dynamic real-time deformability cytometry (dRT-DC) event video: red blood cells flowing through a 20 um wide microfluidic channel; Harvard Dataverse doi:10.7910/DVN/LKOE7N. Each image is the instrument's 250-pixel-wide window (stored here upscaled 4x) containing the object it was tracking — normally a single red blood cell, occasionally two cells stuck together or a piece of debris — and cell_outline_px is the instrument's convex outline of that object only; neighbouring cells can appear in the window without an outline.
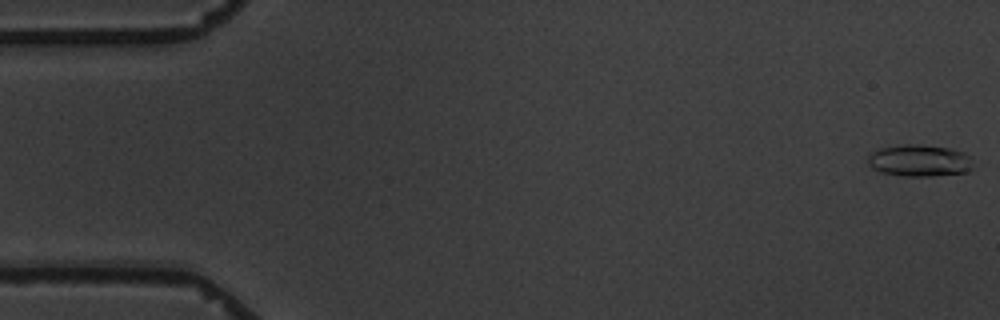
{"species": "common noctule bat (a hibernating species)", "species_latin": "Nyctalus noctula", "temperature_condition": "warm", "stored_images_in_passage": 5, "camera_frame_rate_fps": 3000, "um_per_image_px": 0.085, "animal": {"sex": "male", "body_mass_g": 19.5, "forearm_length_mm": 54.6}, "frame": {"image": 1, "passage_image": 1, "time_ms": 0.0, "image_size_px": [1000, 320], "cell_outline_px": [[972, 168], [968, 172], [932, 176], [904, 176], [880, 172], [872, 168], [868, 164], [868, 156], [872, 152], [880, 148], [904, 144], [920, 144], [948, 148], [964, 152], [972, 156]], "centroid_in_image_um": [78.17, 13.65], "position_along_channel_um": 6.8, "area_um2": 19.71}}